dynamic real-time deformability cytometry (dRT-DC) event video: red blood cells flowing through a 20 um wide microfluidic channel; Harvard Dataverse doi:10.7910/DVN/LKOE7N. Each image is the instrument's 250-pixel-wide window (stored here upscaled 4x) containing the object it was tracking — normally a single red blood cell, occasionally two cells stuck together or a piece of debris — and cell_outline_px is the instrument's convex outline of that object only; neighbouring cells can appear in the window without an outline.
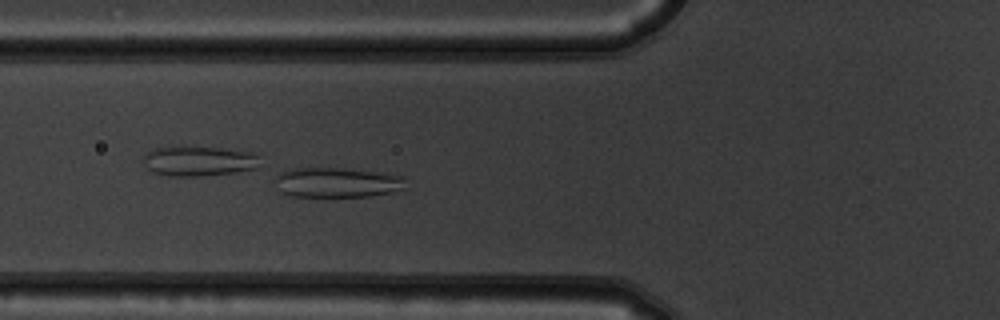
{"species": "common noctule bat (a hibernating species)", "species_latin": "Nyctalus noctula", "temperature_condition": "warm", "stored_images_in_passage": 5, "camera_frame_rate_fps": 3000, "um_per_image_px": 0.085, "animal": {"sex": "male", "body_mass_g": 19.5, "forearm_length_mm": 54.6}, "frame": {"image": 1, "passage_image": 5, "time_ms": 1.333, "image_size_px": [1000, 320], "cell_outline_px": [[408, 176], [404, 188], [392, 192], [368, 196], [292, 196], [280, 192], [276, 188], [272, 176], [280, 172], [296, 168], [340, 168]], "centroid_in_image_um": [28.61, 15.51], "position_along_channel_um": 97.2, "area_um2": 22.95}}